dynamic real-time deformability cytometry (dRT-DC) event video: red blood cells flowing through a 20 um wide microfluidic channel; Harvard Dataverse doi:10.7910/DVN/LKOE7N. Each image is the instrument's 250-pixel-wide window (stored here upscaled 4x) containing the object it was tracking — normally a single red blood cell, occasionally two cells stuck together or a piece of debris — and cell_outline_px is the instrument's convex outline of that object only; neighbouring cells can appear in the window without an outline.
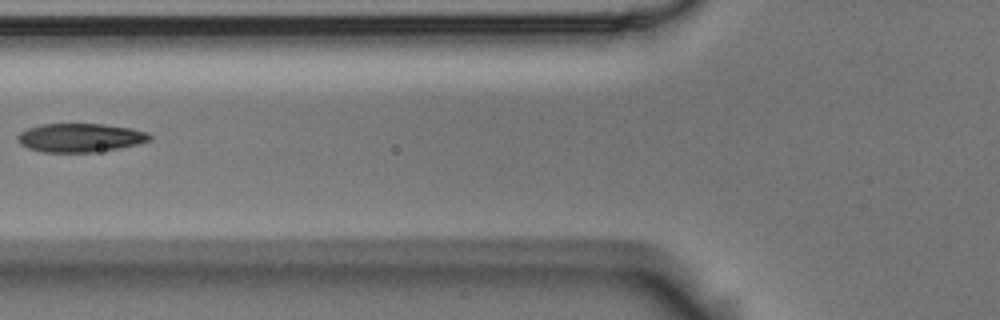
{"species": "Egyptian fruit bat (a non-hibernating species)", "species_latin": "Rousettus aegyptiacus", "temperature_condition": "room temperature", "stored_images_in_passage": 6, "camera_frame_rate_fps": 3000, "um_per_image_px": 0.085, "animal": {"sex": "male"}, "frame": {"image": 1, "passage_image": 6, "time_ms": 1.667, "image_size_px": [1000, 320], "cell_outline_px": [[152, 140], [136, 144], [96, 152], [40, 152], [28, 148], [20, 144], [16, 140], [16, 136], [20, 132], [28, 128], [40, 124], [104, 124], [132, 128], [148, 132], [152, 136]], "centroid_in_image_um": [6.79, 11.7], "position_along_channel_um": 119.0, "area_um2": 22.2}}